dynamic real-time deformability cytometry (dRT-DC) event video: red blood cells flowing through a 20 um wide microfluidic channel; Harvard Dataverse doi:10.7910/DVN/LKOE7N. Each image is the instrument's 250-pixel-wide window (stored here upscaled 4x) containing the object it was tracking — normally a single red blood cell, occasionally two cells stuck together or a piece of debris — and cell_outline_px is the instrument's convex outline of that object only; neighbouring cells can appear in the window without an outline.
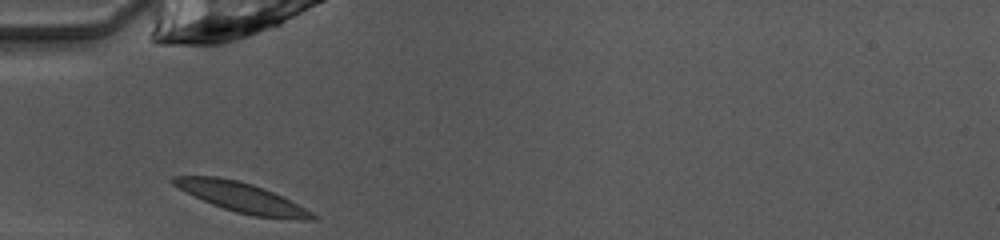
{"species": "common noctule bat (a hibernating species)", "species_latin": "Nyctalus noctula", "temperature_condition": "warm", "stored_images_in_passage": 26, "camera_frame_rate_fps": 3000, "um_per_image_px": 0.085, "animal": {"sex": "female", "body_mass_g": 10.0, "forearm_length_mm": 53.1}, "frame": {"image": 1, "passage_image": 1, "time_ms": 0.0, "image_size_px": [1000, 240], "cell_outline_px": [[316, 220], [300, 220], [252, 216], [236, 212], [212, 204], [172, 184], [172, 176], [216, 176], [236, 180], [252, 184], [264, 188], [312, 212], [316, 216]], "centroid_in_image_um": [20.57, 16.79], "position_along_channel_um": 64.4, "area_um2": 23.52}}
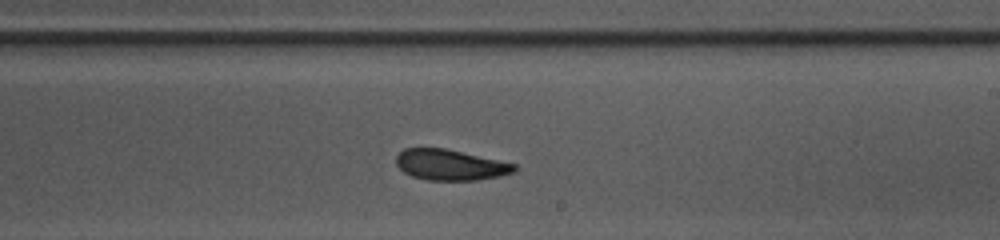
{"frame": {"image": 2, "passage_image": 15, "time_ms": 4.667, "image_size_px": [1000, 240], "cell_outline_px": [[516, 172], [500, 176], [476, 180], [424, 180], [412, 176], [404, 172], [396, 164], [396, 156], [404, 148], [444, 148], [516, 164]], "centroid_in_image_um": [38.27, 14.02], "position_along_channel_um": 250.7, "area_um2": 21.1}}
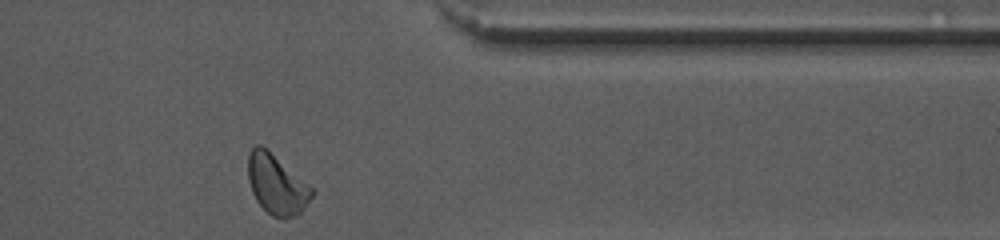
{"frame": {"image": 3, "passage_image": 26, "time_ms": 8.333, "image_size_px": [1000, 240], "cell_outline_px": [[316, 192], [304, 208], [296, 216], [284, 220], [280, 220], [272, 216], [256, 200], [252, 192], [248, 180], [248, 156], [252, 148], [256, 144], [260, 144], [316, 188]], "centroid_in_image_um": [23.56, 15.7], "position_along_channel_um": 387.8, "area_um2": 22.6}, "authors_computed_cell_mechanics": {"area_um2": 21.7906, "velocity_mm_per_s": 4.0134, "shape_relaxation_time_tau1_ms": 6.0862, "shape_relaxation_time_tau2_ms": null, "deformation_change_tau1": 0.1484, "deformation_change_tau2": null}}